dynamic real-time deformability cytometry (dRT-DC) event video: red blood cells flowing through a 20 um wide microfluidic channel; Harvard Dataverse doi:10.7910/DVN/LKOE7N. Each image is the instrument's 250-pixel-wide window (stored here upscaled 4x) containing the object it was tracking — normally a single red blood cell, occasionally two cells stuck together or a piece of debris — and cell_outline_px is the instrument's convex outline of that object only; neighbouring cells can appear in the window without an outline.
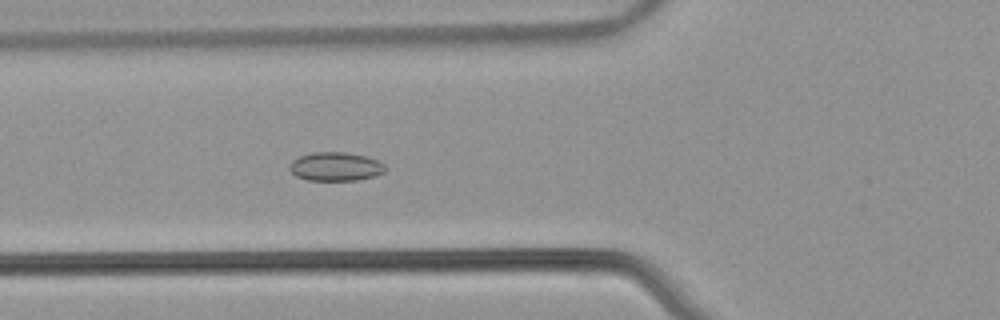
{"species": "common noctule bat (a hibernating species)", "species_latin": "Nyctalus noctula", "temperature_condition": "warm", "stored_images_in_passage": 46, "camera_frame_rate_fps": 3000, "um_per_image_px": 0.085, "animal": {"sex": "male", "body_mass_g": 21.5, "forearm_length_mm": 52.0}, "frame": {"image": 1, "passage_image": 12, "time_ms": 3.667, "image_size_px": [1000, 320], "cell_outline_px": [[388, 168], [384, 172], [376, 176], [356, 180], [308, 180], [296, 176], [288, 168], [288, 164], [292, 160], [300, 156], [312, 152], [344, 152], [368, 156], [380, 160]], "centroid_in_image_um": [28.55, 14.15], "position_along_channel_um": 97.2, "area_um2": 16.3}}
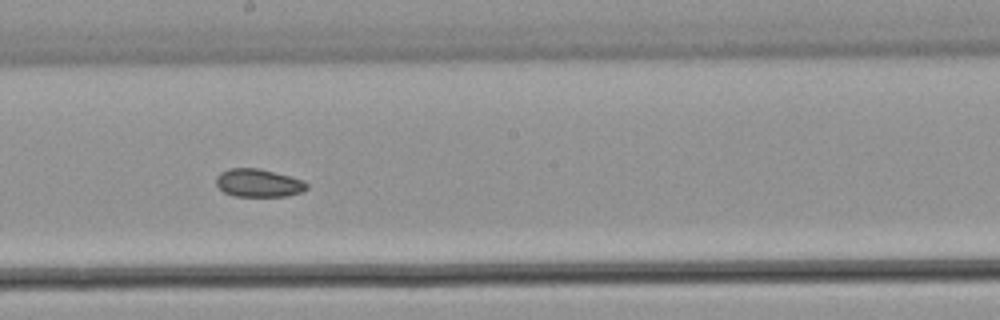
{"frame": {"image": 2, "passage_image": 22, "time_ms": 7.0, "image_size_px": [1000, 320], "cell_outline_px": [[308, 188], [304, 192], [288, 196], [236, 196], [224, 192], [216, 184], [216, 176], [220, 172], [228, 168], [260, 168], [304, 180], [308, 184]], "centroid_in_image_um": [22.0, 15.55], "position_along_channel_um": 226.2, "area_um2": 14.97}}
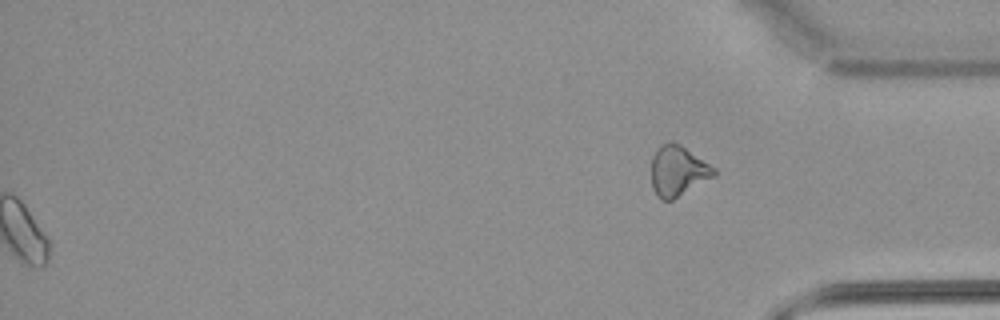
{"frame": {"image": 3, "passage_image": 46, "time_ms": 15.0, "image_size_px": [1000, 320], "cell_outline_px": [[720, 172], [716, 176], [672, 200], [660, 200], [656, 196], [652, 188], [652, 156], [656, 148], [660, 144], [668, 140], [672, 140], [680, 144], [716, 168]], "centroid_in_image_um": [57.63, 14.51], "position_along_channel_um": 377.6, "area_um2": 18.84}, "authors_computed_cell_mechanics": {"area_um2": 15.9239, "velocity_mm_per_s": 3.8691, "shape_relaxation_time_tau1_ms": null, "shape_relaxation_time_tau2_ms": 5.9485, "deformation_change_tau1": null, "deformation_change_tau2": 0.0859}}